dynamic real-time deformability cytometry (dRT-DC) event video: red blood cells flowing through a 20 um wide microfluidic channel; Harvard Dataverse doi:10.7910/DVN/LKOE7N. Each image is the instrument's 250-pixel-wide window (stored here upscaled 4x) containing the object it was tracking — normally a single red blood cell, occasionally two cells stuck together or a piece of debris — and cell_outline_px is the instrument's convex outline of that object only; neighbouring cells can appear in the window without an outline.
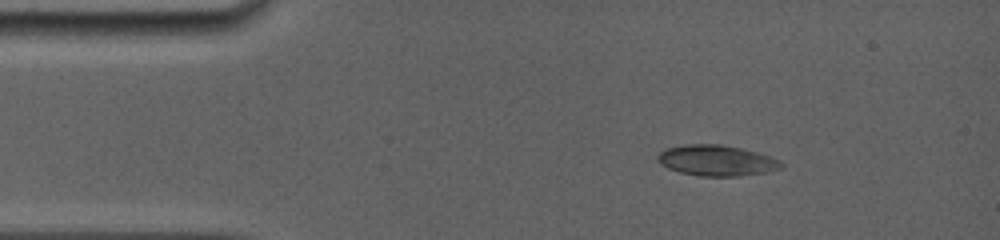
{"species": "common noctule bat (a hibernating species)", "species_latin": "Nyctalus noctula", "temperature_condition": "room temperature", "stored_images_in_passage": 28, "camera_frame_rate_fps": 5000, "um_per_image_px": 0.085, "animal": {"sex": "female", "body_mass_g": 19.0, "forearm_length_mm": 56.7}, "frame": {"image": 1, "passage_image": 4, "time_ms": 1.4, "image_size_px": [1000, 240], "cell_outline_px": [[784, 164], [780, 168], [764, 172], [736, 176], [700, 176], [680, 172], [668, 168], [660, 164], [656, 160], [656, 156], [664, 148], [684, 144], [720, 144], [760, 152], [780, 160]], "centroid_in_image_um": [60.87, 13.63], "position_along_channel_um": 24.1, "area_um2": 22.25}}
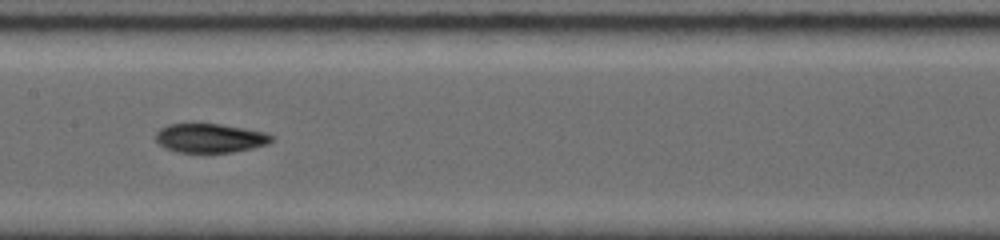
{"frame": {"image": 2, "passage_image": 16, "time_ms": 7.0, "image_size_px": [1000, 240], "cell_outline_px": [[276, 140], [268, 144], [252, 148], [232, 152], [176, 152], [164, 148], [156, 140], [156, 132], [160, 128], [168, 124], [220, 124], [268, 132], [276, 136]], "centroid_in_image_um": [17.91, 11.74], "position_along_channel_um": 189.5, "area_um2": 19.83}}
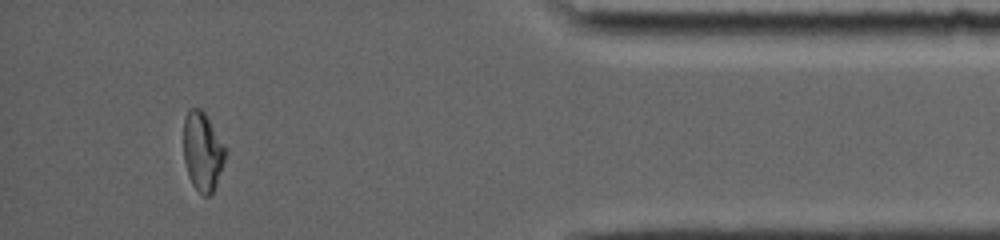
{"frame": {"image": 3, "passage_image": 26, "time_ms": 13.6, "image_size_px": [1000, 240], "cell_outline_px": [[228, 152], [216, 184], [212, 192], [208, 196], [204, 196], [192, 184], [188, 176], [184, 160], [184, 116], [188, 108], [200, 108], [204, 112], [228, 148]], "centroid_in_image_um": [17.24, 12.84], "position_along_channel_um": 418.0, "area_um2": 19.48}, "authors_computed_cell_mechanics": {"area_um2": 20.4034, "velocity_mm_per_s": 3.9612, "shape_relaxation_time_tau1_ms": null, "shape_relaxation_time_tau2_ms": 3.8672, "deformation_change_tau1": null, "deformation_change_tau2": 0.0656}}